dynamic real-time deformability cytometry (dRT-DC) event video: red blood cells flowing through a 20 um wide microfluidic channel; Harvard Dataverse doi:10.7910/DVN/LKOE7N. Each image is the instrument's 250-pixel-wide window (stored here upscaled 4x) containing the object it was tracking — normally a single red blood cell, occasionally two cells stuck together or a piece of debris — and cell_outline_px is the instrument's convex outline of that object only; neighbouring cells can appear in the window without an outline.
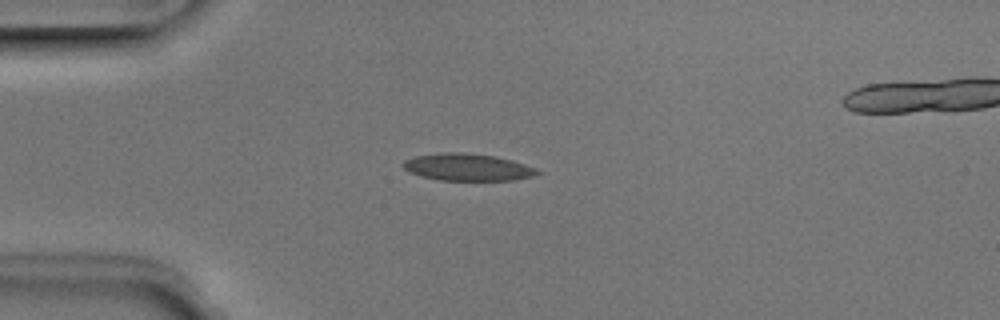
{"species": "Egyptian fruit bat (a non-hibernating species)", "species_latin": "Rousettus aegyptiacus", "temperature_condition": "room temperature", "stored_images_in_passage": 7, "camera_frame_rate_fps": 3000, "um_per_image_px": 0.085, "animal": {"sex": "male"}, "frame": {"image": 1, "passage_image": 4, "time_ms": 1.0, "image_size_px": [1000, 320], "cell_outline_px": [[540, 172], [536, 176], [512, 180], [440, 180], [420, 176], [408, 172], [400, 164], [404, 160], [416, 156], [444, 152], [460, 152], [496, 156], [512, 160], [536, 168]], "centroid_in_image_um": [39.72, 14.21], "position_along_channel_um": 45.3, "area_um2": 21.27}}
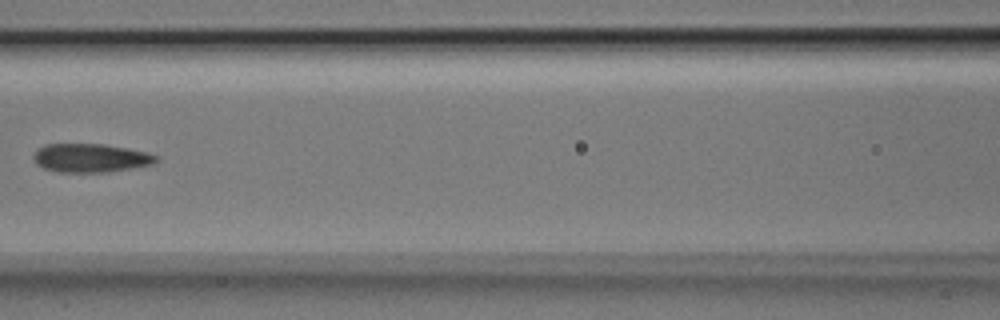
{"frame": {"image": 2, "passage_image": 7, "time_ms": 2.0, "image_size_px": [1000, 320], "cell_outline_px": [[160, 160], [152, 164], [132, 168], [108, 172], [56, 172], [44, 168], [36, 164], [32, 156], [36, 148], [44, 144], [104, 144], [128, 148], [148, 152], [160, 156]], "centroid_in_image_um": [7.71, 13.42], "position_along_channel_um": 158.9, "area_um2": 20.81}}